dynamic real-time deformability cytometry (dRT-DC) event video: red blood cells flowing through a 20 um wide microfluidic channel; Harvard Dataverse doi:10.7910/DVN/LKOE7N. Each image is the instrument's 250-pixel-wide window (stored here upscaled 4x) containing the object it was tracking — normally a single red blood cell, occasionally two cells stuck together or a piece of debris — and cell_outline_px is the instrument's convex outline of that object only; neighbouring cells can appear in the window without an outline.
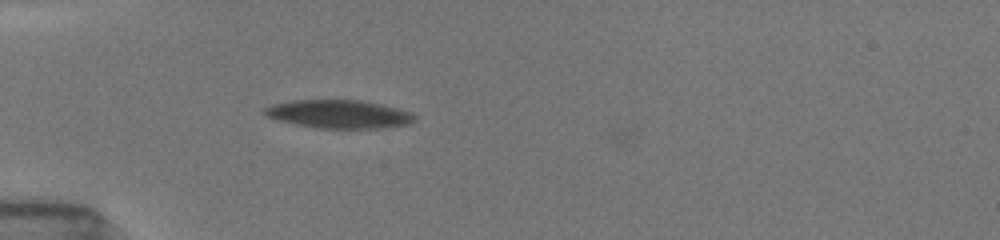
{"species": "common noctule bat (a hibernating species)", "species_latin": "Nyctalus noctula", "temperature_condition": "room temperature", "stored_images_in_passage": 9, "camera_frame_rate_fps": 3000, "um_per_image_px": 0.085, "animal": {"sex": "female", "body_mass_g": 19.5, "forearm_length_mm": 54.1}, "frame": {"image": 1, "passage_image": 2, "time_ms": 0.667, "image_size_px": [1000, 240], "cell_outline_px": [[416, 116], [408, 124], [384, 128], [312, 128], [276, 120], [264, 116], [260, 112], [264, 108], [272, 104], [288, 100], [360, 100], [380, 104], [396, 108], [408, 112]], "centroid_in_image_um": [28.68, 9.7], "position_along_channel_um": 56.3, "area_um2": 24.91}}
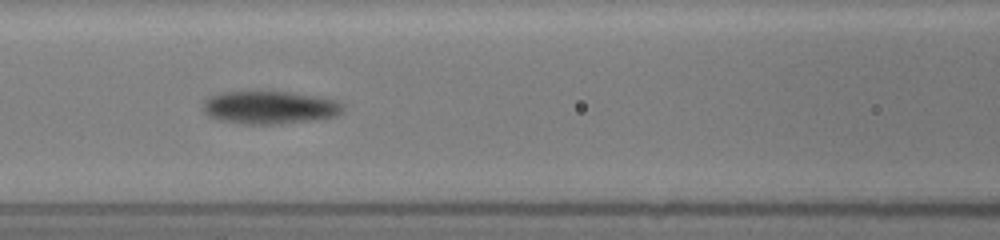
{"frame": {"image": 2, "passage_image": 7, "time_ms": 3.333, "image_size_px": [1000, 240], "cell_outline_px": [[340, 112], [336, 116], [280, 124], [244, 124], [220, 120], [208, 116], [204, 112], [204, 100], [220, 92], [288, 92], [316, 96], [332, 100], [340, 104]], "centroid_in_image_um": [22.84, 9.14], "position_along_channel_um": 143.8, "area_um2": 26.24}}
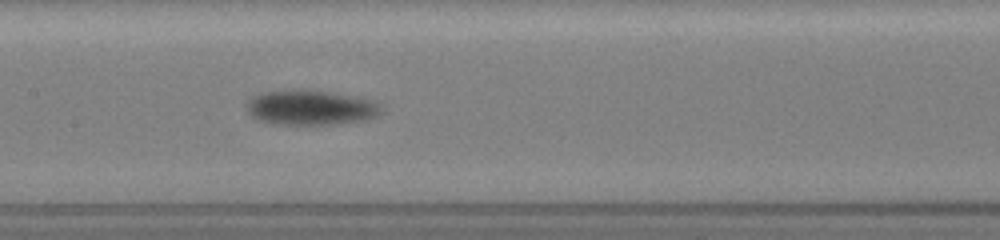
{"frame": {"image": 3, "passage_image": 9, "time_ms": 4.333, "image_size_px": [1000, 240], "cell_outline_px": [[384, 108], [376, 116], [364, 120], [336, 124], [280, 124], [260, 120], [252, 116], [248, 112], [244, 104], [252, 96], [260, 92], [324, 92], [356, 96], [376, 100], [384, 104]], "centroid_in_image_um": [26.47, 9.17], "position_along_channel_um": 180.9, "area_um2": 26.88}}